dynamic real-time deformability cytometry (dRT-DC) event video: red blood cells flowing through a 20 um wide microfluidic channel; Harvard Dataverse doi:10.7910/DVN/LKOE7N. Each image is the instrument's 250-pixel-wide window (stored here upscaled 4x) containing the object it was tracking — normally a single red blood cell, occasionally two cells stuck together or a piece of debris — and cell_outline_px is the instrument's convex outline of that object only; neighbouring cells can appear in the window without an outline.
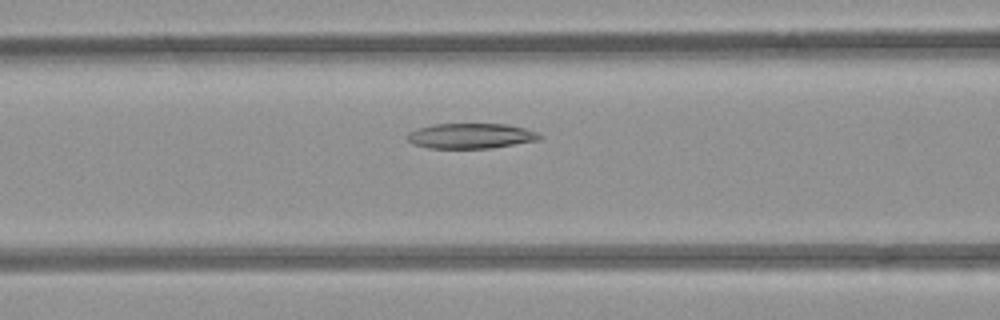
{"species": "common noctule bat (a hibernating species)", "species_latin": "Nyctalus noctula", "temperature_condition": "room temperature", "stored_images_in_passage": 42, "camera_frame_rate_fps": 3000, "um_per_image_px": 0.085, "animal": {"sex": "female", "body_mass_g": 21.9}, "frame": {"image": 1, "passage_image": 11, "time_ms": 3.333, "image_size_px": [1000, 320], "cell_outline_px": [[544, 136], [540, 140], [492, 148], [428, 148], [412, 144], [404, 136], [408, 132], [432, 124], [508, 124], [524, 128], [536, 132]], "centroid_in_image_um": [40.02, 11.55], "position_along_channel_um": 126.6, "area_um2": 19.59}}
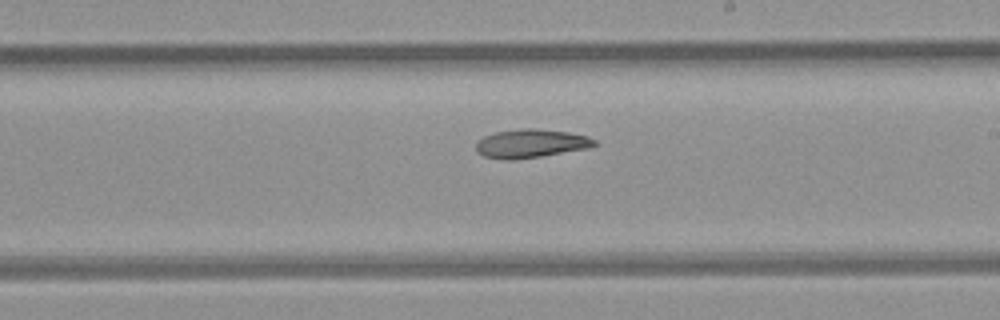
{"frame": {"image": 2, "passage_image": 20, "time_ms": 6.333, "image_size_px": [1000, 320], "cell_outline_px": [[596, 144], [588, 148], [540, 156], [512, 160], [500, 160], [484, 156], [476, 152], [476, 140], [484, 136], [496, 132], [520, 128], [532, 128], [568, 132], [588, 136], [596, 140]], "centroid_in_image_um": [45.07, 12.2], "position_along_channel_um": 243.9, "area_um2": 19.77}}
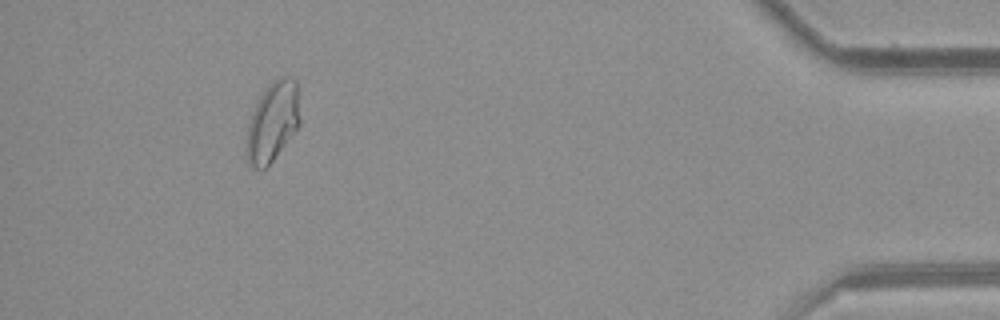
{"frame": {"image": 3, "passage_image": 38, "time_ms": 12.333, "image_size_px": [1000, 320], "cell_outline_px": [[300, 124], [272, 160], [264, 168], [252, 168], [248, 164], [248, 124], [252, 112], [264, 88], [272, 80], [280, 76], [292, 76], [296, 80], [300, 120]], "centroid_in_image_um": [23.19, 10.27], "position_along_channel_um": 412.0, "area_um2": 24.39}}